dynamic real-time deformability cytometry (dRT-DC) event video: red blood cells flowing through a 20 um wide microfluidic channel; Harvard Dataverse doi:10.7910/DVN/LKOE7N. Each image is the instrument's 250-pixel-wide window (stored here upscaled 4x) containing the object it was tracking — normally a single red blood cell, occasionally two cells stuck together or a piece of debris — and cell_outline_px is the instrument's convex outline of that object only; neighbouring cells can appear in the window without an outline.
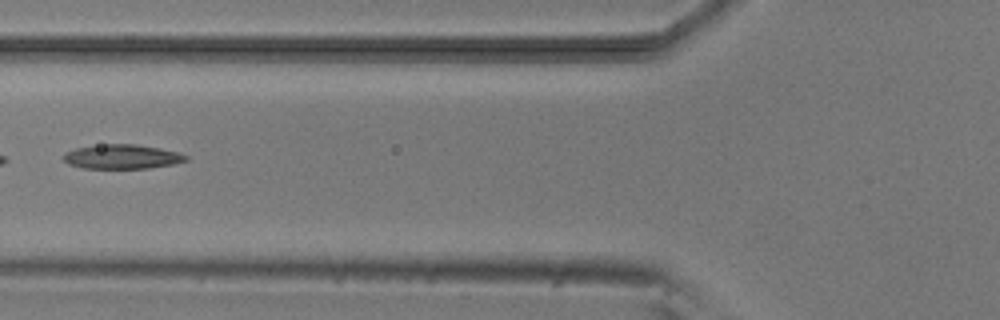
{"species": "common noctule bat (a hibernating species)", "species_latin": "Nyctalus noctula", "temperature_condition": "room temperature", "stored_images_in_passage": 3, "camera_frame_rate_fps": 3000, "um_per_image_px": 0.085, "animal": {"sex": "male", "body_mass_g": 20.5, "forearm_length_mm": 52.5}, "frame": {"image": 1, "passage_image": 2, "time_ms": 1.333, "image_size_px": [1000, 320], "cell_outline_px": [[188, 160], [172, 164], [148, 168], [84, 168], [68, 164], [64, 160], [64, 152], [76, 148], [100, 144], [136, 144], [160, 148], [176, 152], [188, 156]], "centroid_in_image_um": [10.35, 13.31], "position_along_channel_um": 115.4, "area_um2": 17.28}}
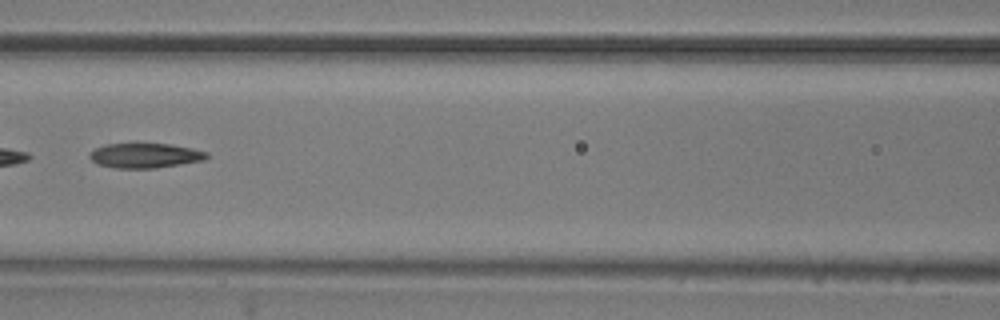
{"frame": {"image": 2, "passage_image": 3, "time_ms": 2.333, "image_size_px": [1000, 320], "cell_outline_px": [[208, 156], [204, 160], [156, 168], [112, 168], [96, 164], [88, 156], [96, 148], [108, 144], [136, 140], [172, 144], [192, 148], [208, 152]], "centroid_in_image_um": [12.31, 13.17], "position_along_channel_um": 154.3, "area_um2": 17.74}}